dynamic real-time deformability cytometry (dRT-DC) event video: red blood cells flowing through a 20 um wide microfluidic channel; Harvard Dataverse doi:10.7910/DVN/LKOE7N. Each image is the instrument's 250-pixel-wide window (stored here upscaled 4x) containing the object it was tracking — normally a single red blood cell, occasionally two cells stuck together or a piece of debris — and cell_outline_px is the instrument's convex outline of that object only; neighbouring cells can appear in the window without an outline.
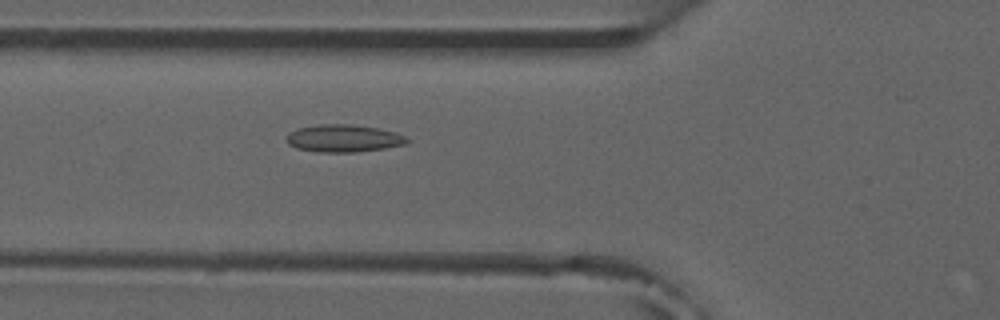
{"species": "common noctule bat (a hibernating species)", "species_latin": "Nyctalus noctula", "temperature_condition": "room temperature", "stored_images_in_passage": 6, "camera_frame_rate_fps": 3000, "um_per_image_px": 0.085, "animal": {"sex": "male", "forearm_length_mm": 52.5}, "frame": {"image": 1, "passage_image": 6, "time_ms": 5.667, "image_size_px": [1000, 320], "cell_outline_px": [[408, 140], [404, 144], [384, 148], [356, 152], [320, 152], [296, 148], [288, 144], [288, 132], [300, 128], [320, 124], [352, 124], [376, 128], [396, 132], [404, 136]], "centroid_in_image_um": [29.19, 11.76], "position_along_channel_um": 96.6, "area_um2": 19.02}}